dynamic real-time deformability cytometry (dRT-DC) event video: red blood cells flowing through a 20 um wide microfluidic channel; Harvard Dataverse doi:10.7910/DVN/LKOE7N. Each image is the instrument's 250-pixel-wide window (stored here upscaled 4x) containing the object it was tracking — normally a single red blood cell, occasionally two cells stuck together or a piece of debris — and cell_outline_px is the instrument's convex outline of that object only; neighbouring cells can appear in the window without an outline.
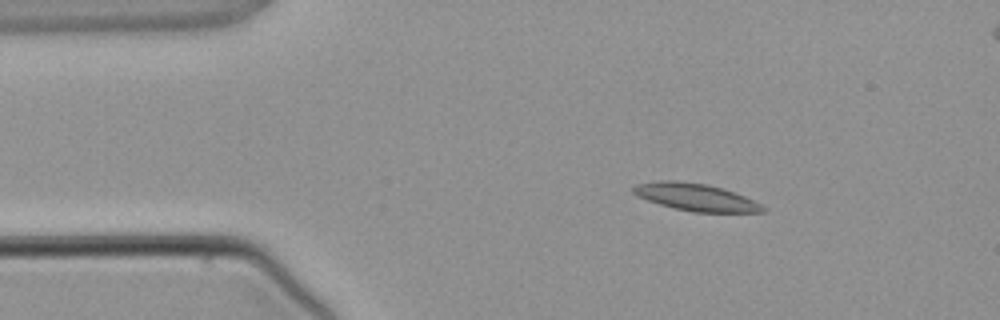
{"species": "common noctule bat (a hibernating species)", "species_latin": "Nyctalus noctula", "temperature_condition": "warm", "stored_images_in_passage": 3, "camera_frame_rate_fps": 3000, "um_per_image_px": 0.085, "animal": {"sex": "male", "body_mass_g": 21.5, "forearm_length_mm": 52.0}, "frame": {"image": 1, "passage_image": 1, "time_ms": 0.0, "image_size_px": [1000, 320], "cell_outline_px": [[768, 208], [764, 212], [692, 212], [660, 204], [636, 196], [632, 192], [632, 188], [636, 184], [660, 180], [676, 180], [708, 184], [744, 196]], "centroid_in_image_um": [59.11, 16.75], "position_along_channel_um": 25.9, "area_um2": 20.46}}